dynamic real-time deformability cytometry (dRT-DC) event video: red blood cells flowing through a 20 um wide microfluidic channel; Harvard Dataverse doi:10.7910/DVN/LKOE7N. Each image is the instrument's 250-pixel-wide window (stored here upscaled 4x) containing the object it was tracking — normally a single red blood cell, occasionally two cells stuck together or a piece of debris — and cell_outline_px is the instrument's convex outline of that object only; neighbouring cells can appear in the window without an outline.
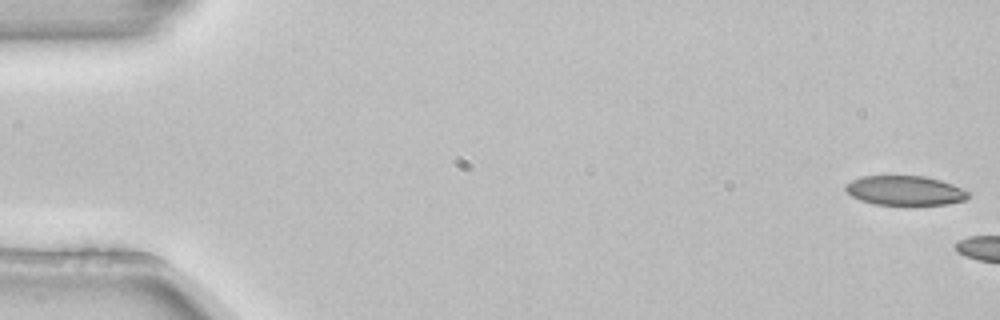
{"species": "common noctule bat (a hibernating species)", "species_latin": "Nyctalus noctula", "temperature_condition": "room temperature", "stored_images_in_passage": 4, "segment_of_instrument_passage": [2, 2], "camera_frame_rate_fps": 3000, "um_per_image_px": 0.085, "animal": {"sex": "female", "body_mass_g": 22.7, "forearm_length_mm": 54.2}, "frame": {"image": 1, "passage_image": 4, "time_ms": 1.0, "image_size_px": [1000, 320], "cell_outline_px": [[968, 196], [964, 200], [948, 204], [872, 204], [860, 200], [852, 196], [844, 188], [844, 184], [860, 176], [924, 176], [940, 180], [952, 184], [968, 192]], "centroid_in_image_um": [76.87, 16.18], "position_along_channel_um": 8.1, "area_um2": 20.87}}